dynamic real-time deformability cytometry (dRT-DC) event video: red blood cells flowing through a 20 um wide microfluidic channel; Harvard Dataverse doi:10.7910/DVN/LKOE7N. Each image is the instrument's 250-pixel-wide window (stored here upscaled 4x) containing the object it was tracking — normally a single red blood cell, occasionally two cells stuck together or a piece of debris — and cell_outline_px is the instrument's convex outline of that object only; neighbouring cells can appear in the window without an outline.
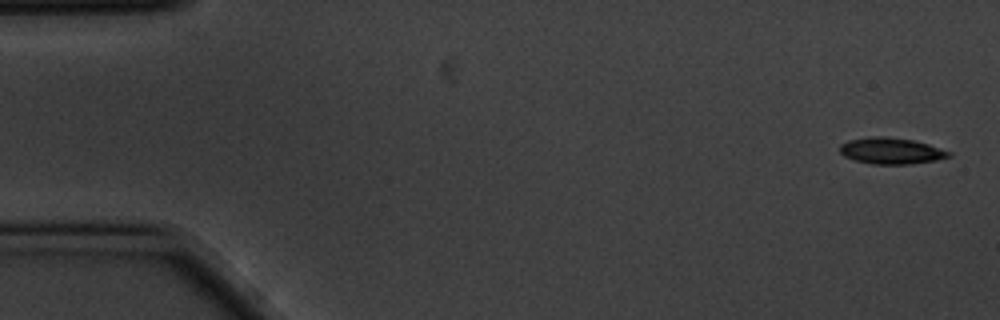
{"species": "common noctule bat (a hibernating species)", "species_latin": "Nyctalus noctula", "temperature_condition": "cold", "stored_images_in_passage": 49, "camera_frame_rate_fps": 3000, "um_per_image_px": 0.085, "animal": {"sex": "male", "body_mass_g": 20.1, "forearm_length_mm": 53.5}, "frame": {"image": 1, "passage_image": 1, "time_ms": 0.0, "image_size_px": [1000, 320], "cell_outline_px": [[952, 156], [936, 160], [912, 164], [872, 164], [856, 160], [844, 156], [840, 152], [840, 144], [848, 140], [872, 136], [884, 136], [912, 140], [928, 144], [952, 152]], "centroid_in_image_um": [75.76, 12.82], "position_along_channel_um": 9.2, "area_um2": 16.7}}
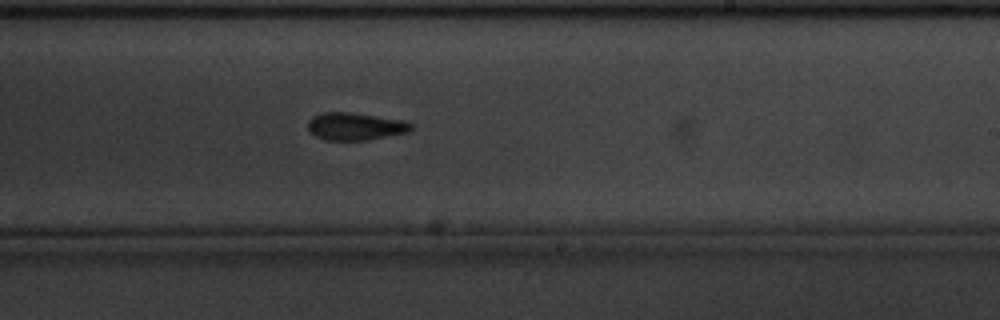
{"frame": {"image": 2, "passage_image": 33, "time_ms": 10.667, "image_size_px": [1000, 320], "cell_outline_px": [[416, 124], [408, 132], [368, 140], [324, 140], [316, 136], [308, 128], [308, 120], [312, 116], [320, 112], [348, 112], [408, 120]], "centroid_in_image_um": [30.24, 10.73], "position_along_channel_um": 258.8, "area_um2": 16.82}}
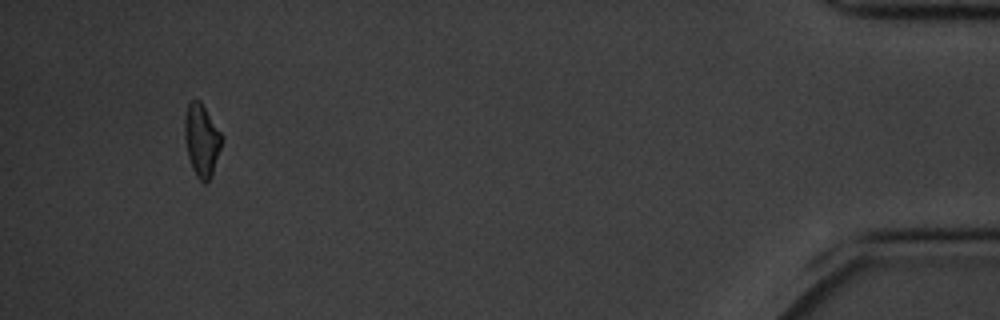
{"frame": {"image": 3, "passage_image": 49, "time_ms": 16.0, "image_size_px": [1000, 320], "cell_outline_px": [[224, 140], [212, 172], [208, 180], [204, 184], [196, 176], [192, 168], [188, 156], [184, 136], [184, 116], [188, 104], [192, 100], [200, 100], [220, 132]], "centroid_in_image_um": [17.13, 11.9], "position_along_channel_um": 418.1, "area_um2": 15.55}, "authors_computed_cell_mechanics": {"area_um2": 16.8198, "velocity_mm_per_s": 3.4843, "shape_relaxation_time_tau1_ms": 5.0281, "shape_relaxation_time_tau2_ms": 8.5124, "deformation_change_tau1": 0.1233, "deformation_change_tau2": 0.1759}}